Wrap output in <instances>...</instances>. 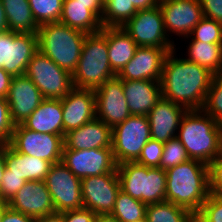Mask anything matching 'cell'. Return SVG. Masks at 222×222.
Instances as JSON below:
<instances>
[{"label": "cell", "instance_id": "cell-1", "mask_svg": "<svg viewBox=\"0 0 222 222\" xmlns=\"http://www.w3.org/2000/svg\"><path fill=\"white\" fill-rule=\"evenodd\" d=\"M176 48L165 56L160 79L162 98L187 110H201L214 74L205 67L176 56Z\"/></svg>", "mask_w": 222, "mask_h": 222}, {"label": "cell", "instance_id": "cell-2", "mask_svg": "<svg viewBox=\"0 0 222 222\" xmlns=\"http://www.w3.org/2000/svg\"><path fill=\"white\" fill-rule=\"evenodd\" d=\"M192 160L208 165L222 153V126L201 110H187L176 136Z\"/></svg>", "mask_w": 222, "mask_h": 222}, {"label": "cell", "instance_id": "cell-3", "mask_svg": "<svg viewBox=\"0 0 222 222\" xmlns=\"http://www.w3.org/2000/svg\"><path fill=\"white\" fill-rule=\"evenodd\" d=\"M209 193L208 165L188 160L166 170V201L182 206L194 215Z\"/></svg>", "mask_w": 222, "mask_h": 222}, {"label": "cell", "instance_id": "cell-4", "mask_svg": "<svg viewBox=\"0 0 222 222\" xmlns=\"http://www.w3.org/2000/svg\"><path fill=\"white\" fill-rule=\"evenodd\" d=\"M86 33L60 22L39 25L38 50L71 75L76 71Z\"/></svg>", "mask_w": 222, "mask_h": 222}, {"label": "cell", "instance_id": "cell-5", "mask_svg": "<svg viewBox=\"0 0 222 222\" xmlns=\"http://www.w3.org/2000/svg\"><path fill=\"white\" fill-rule=\"evenodd\" d=\"M116 75L109 63L107 38L100 31L87 34L77 69L72 74L73 87L95 90Z\"/></svg>", "mask_w": 222, "mask_h": 222}, {"label": "cell", "instance_id": "cell-6", "mask_svg": "<svg viewBox=\"0 0 222 222\" xmlns=\"http://www.w3.org/2000/svg\"><path fill=\"white\" fill-rule=\"evenodd\" d=\"M121 190L144 204L166 201V171L150 168L137 162L117 165Z\"/></svg>", "mask_w": 222, "mask_h": 222}, {"label": "cell", "instance_id": "cell-7", "mask_svg": "<svg viewBox=\"0 0 222 222\" xmlns=\"http://www.w3.org/2000/svg\"><path fill=\"white\" fill-rule=\"evenodd\" d=\"M150 139L149 120L144 115H130L113 127L111 148L116 164L136 162Z\"/></svg>", "mask_w": 222, "mask_h": 222}, {"label": "cell", "instance_id": "cell-8", "mask_svg": "<svg viewBox=\"0 0 222 222\" xmlns=\"http://www.w3.org/2000/svg\"><path fill=\"white\" fill-rule=\"evenodd\" d=\"M28 76L46 99H62L72 88V75L39 50L27 65Z\"/></svg>", "mask_w": 222, "mask_h": 222}, {"label": "cell", "instance_id": "cell-9", "mask_svg": "<svg viewBox=\"0 0 222 222\" xmlns=\"http://www.w3.org/2000/svg\"><path fill=\"white\" fill-rule=\"evenodd\" d=\"M38 51L35 33L6 31L0 33V68L12 77L24 75L31 58Z\"/></svg>", "mask_w": 222, "mask_h": 222}, {"label": "cell", "instance_id": "cell-10", "mask_svg": "<svg viewBox=\"0 0 222 222\" xmlns=\"http://www.w3.org/2000/svg\"><path fill=\"white\" fill-rule=\"evenodd\" d=\"M8 144L19 153L44 159L51 164L62 161L64 137L61 135L39 133L17 124Z\"/></svg>", "mask_w": 222, "mask_h": 222}, {"label": "cell", "instance_id": "cell-11", "mask_svg": "<svg viewBox=\"0 0 222 222\" xmlns=\"http://www.w3.org/2000/svg\"><path fill=\"white\" fill-rule=\"evenodd\" d=\"M44 181L56 212L84 208L81 180L65 164H52Z\"/></svg>", "mask_w": 222, "mask_h": 222}, {"label": "cell", "instance_id": "cell-12", "mask_svg": "<svg viewBox=\"0 0 222 222\" xmlns=\"http://www.w3.org/2000/svg\"><path fill=\"white\" fill-rule=\"evenodd\" d=\"M138 46L175 48L164 28L163 15L159 7L139 10L122 27Z\"/></svg>", "mask_w": 222, "mask_h": 222}, {"label": "cell", "instance_id": "cell-13", "mask_svg": "<svg viewBox=\"0 0 222 222\" xmlns=\"http://www.w3.org/2000/svg\"><path fill=\"white\" fill-rule=\"evenodd\" d=\"M61 162L80 180L90 176L117 173L112 148L63 149Z\"/></svg>", "mask_w": 222, "mask_h": 222}, {"label": "cell", "instance_id": "cell-14", "mask_svg": "<svg viewBox=\"0 0 222 222\" xmlns=\"http://www.w3.org/2000/svg\"><path fill=\"white\" fill-rule=\"evenodd\" d=\"M96 118L113 128L130 115L123 90V80L117 75L94 90Z\"/></svg>", "mask_w": 222, "mask_h": 222}, {"label": "cell", "instance_id": "cell-15", "mask_svg": "<svg viewBox=\"0 0 222 222\" xmlns=\"http://www.w3.org/2000/svg\"><path fill=\"white\" fill-rule=\"evenodd\" d=\"M120 190L117 173L83 178L81 180L83 206L95 214H111Z\"/></svg>", "mask_w": 222, "mask_h": 222}, {"label": "cell", "instance_id": "cell-16", "mask_svg": "<svg viewBox=\"0 0 222 222\" xmlns=\"http://www.w3.org/2000/svg\"><path fill=\"white\" fill-rule=\"evenodd\" d=\"M159 7L168 37L175 34L186 40L204 17L200 0H160Z\"/></svg>", "mask_w": 222, "mask_h": 222}, {"label": "cell", "instance_id": "cell-17", "mask_svg": "<svg viewBox=\"0 0 222 222\" xmlns=\"http://www.w3.org/2000/svg\"><path fill=\"white\" fill-rule=\"evenodd\" d=\"M175 48L138 46L134 57L117 74L123 81H160L165 56Z\"/></svg>", "mask_w": 222, "mask_h": 222}, {"label": "cell", "instance_id": "cell-18", "mask_svg": "<svg viewBox=\"0 0 222 222\" xmlns=\"http://www.w3.org/2000/svg\"><path fill=\"white\" fill-rule=\"evenodd\" d=\"M15 125L23 123L45 99L32 80L24 75L13 77L6 97Z\"/></svg>", "mask_w": 222, "mask_h": 222}, {"label": "cell", "instance_id": "cell-19", "mask_svg": "<svg viewBox=\"0 0 222 222\" xmlns=\"http://www.w3.org/2000/svg\"><path fill=\"white\" fill-rule=\"evenodd\" d=\"M63 137L96 118L93 89L72 88L62 99Z\"/></svg>", "mask_w": 222, "mask_h": 222}, {"label": "cell", "instance_id": "cell-20", "mask_svg": "<svg viewBox=\"0 0 222 222\" xmlns=\"http://www.w3.org/2000/svg\"><path fill=\"white\" fill-rule=\"evenodd\" d=\"M8 206L34 219L56 212L45 181H27Z\"/></svg>", "mask_w": 222, "mask_h": 222}, {"label": "cell", "instance_id": "cell-21", "mask_svg": "<svg viewBox=\"0 0 222 222\" xmlns=\"http://www.w3.org/2000/svg\"><path fill=\"white\" fill-rule=\"evenodd\" d=\"M186 111L185 107L161 98L147 115L151 139L166 143L175 138Z\"/></svg>", "mask_w": 222, "mask_h": 222}, {"label": "cell", "instance_id": "cell-22", "mask_svg": "<svg viewBox=\"0 0 222 222\" xmlns=\"http://www.w3.org/2000/svg\"><path fill=\"white\" fill-rule=\"evenodd\" d=\"M112 128L95 118L65 134L63 149L86 150L111 148Z\"/></svg>", "mask_w": 222, "mask_h": 222}, {"label": "cell", "instance_id": "cell-23", "mask_svg": "<svg viewBox=\"0 0 222 222\" xmlns=\"http://www.w3.org/2000/svg\"><path fill=\"white\" fill-rule=\"evenodd\" d=\"M123 90L131 115L147 116L162 98L160 81H123Z\"/></svg>", "mask_w": 222, "mask_h": 222}, {"label": "cell", "instance_id": "cell-24", "mask_svg": "<svg viewBox=\"0 0 222 222\" xmlns=\"http://www.w3.org/2000/svg\"><path fill=\"white\" fill-rule=\"evenodd\" d=\"M21 124L35 132L63 136L61 99L45 98L37 109Z\"/></svg>", "mask_w": 222, "mask_h": 222}, {"label": "cell", "instance_id": "cell-25", "mask_svg": "<svg viewBox=\"0 0 222 222\" xmlns=\"http://www.w3.org/2000/svg\"><path fill=\"white\" fill-rule=\"evenodd\" d=\"M100 32L107 38L110 66L118 74L134 57L138 45L122 27H103Z\"/></svg>", "mask_w": 222, "mask_h": 222}, {"label": "cell", "instance_id": "cell-26", "mask_svg": "<svg viewBox=\"0 0 222 222\" xmlns=\"http://www.w3.org/2000/svg\"><path fill=\"white\" fill-rule=\"evenodd\" d=\"M51 165L49 161L19 153L5 144L6 168L26 181H44Z\"/></svg>", "mask_w": 222, "mask_h": 222}, {"label": "cell", "instance_id": "cell-27", "mask_svg": "<svg viewBox=\"0 0 222 222\" xmlns=\"http://www.w3.org/2000/svg\"><path fill=\"white\" fill-rule=\"evenodd\" d=\"M59 22L86 34L103 28L101 20L90 10V4L71 3V0H64Z\"/></svg>", "mask_w": 222, "mask_h": 222}, {"label": "cell", "instance_id": "cell-28", "mask_svg": "<svg viewBox=\"0 0 222 222\" xmlns=\"http://www.w3.org/2000/svg\"><path fill=\"white\" fill-rule=\"evenodd\" d=\"M10 31L37 34L36 23L28 0H2Z\"/></svg>", "mask_w": 222, "mask_h": 222}, {"label": "cell", "instance_id": "cell-29", "mask_svg": "<svg viewBox=\"0 0 222 222\" xmlns=\"http://www.w3.org/2000/svg\"><path fill=\"white\" fill-rule=\"evenodd\" d=\"M186 60L205 67L214 75L222 74V44L189 41Z\"/></svg>", "mask_w": 222, "mask_h": 222}, {"label": "cell", "instance_id": "cell-30", "mask_svg": "<svg viewBox=\"0 0 222 222\" xmlns=\"http://www.w3.org/2000/svg\"><path fill=\"white\" fill-rule=\"evenodd\" d=\"M145 219L147 222H195V215L182 206L164 201L147 205Z\"/></svg>", "mask_w": 222, "mask_h": 222}, {"label": "cell", "instance_id": "cell-31", "mask_svg": "<svg viewBox=\"0 0 222 222\" xmlns=\"http://www.w3.org/2000/svg\"><path fill=\"white\" fill-rule=\"evenodd\" d=\"M136 13L130 0H106L101 24L103 27H123Z\"/></svg>", "mask_w": 222, "mask_h": 222}, {"label": "cell", "instance_id": "cell-32", "mask_svg": "<svg viewBox=\"0 0 222 222\" xmlns=\"http://www.w3.org/2000/svg\"><path fill=\"white\" fill-rule=\"evenodd\" d=\"M146 207L142 201L119 191L111 215L120 222H137L145 219Z\"/></svg>", "mask_w": 222, "mask_h": 222}, {"label": "cell", "instance_id": "cell-33", "mask_svg": "<svg viewBox=\"0 0 222 222\" xmlns=\"http://www.w3.org/2000/svg\"><path fill=\"white\" fill-rule=\"evenodd\" d=\"M38 25L59 22L64 0H28Z\"/></svg>", "mask_w": 222, "mask_h": 222}, {"label": "cell", "instance_id": "cell-34", "mask_svg": "<svg viewBox=\"0 0 222 222\" xmlns=\"http://www.w3.org/2000/svg\"><path fill=\"white\" fill-rule=\"evenodd\" d=\"M190 41L222 44V23L203 17L187 38Z\"/></svg>", "mask_w": 222, "mask_h": 222}, {"label": "cell", "instance_id": "cell-35", "mask_svg": "<svg viewBox=\"0 0 222 222\" xmlns=\"http://www.w3.org/2000/svg\"><path fill=\"white\" fill-rule=\"evenodd\" d=\"M202 110L222 126V74L214 75Z\"/></svg>", "mask_w": 222, "mask_h": 222}, {"label": "cell", "instance_id": "cell-36", "mask_svg": "<svg viewBox=\"0 0 222 222\" xmlns=\"http://www.w3.org/2000/svg\"><path fill=\"white\" fill-rule=\"evenodd\" d=\"M188 160H190V157L177 137L164 143L160 168L166 171L172 167L187 162Z\"/></svg>", "mask_w": 222, "mask_h": 222}, {"label": "cell", "instance_id": "cell-37", "mask_svg": "<svg viewBox=\"0 0 222 222\" xmlns=\"http://www.w3.org/2000/svg\"><path fill=\"white\" fill-rule=\"evenodd\" d=\"M195 222H222V197L210 194L195 214Z\"/></svg>", "mask_w": 222, "mask_h": 222}, {"label": "cell", "instance_id": "cell-38", "mask_svg": "<svg viewBox=\"0 0 222 222\" xmlns=\"http://www.w3.org/2000/svg\"><path fill=\"white\" fill-rule=\"evenodd\" d=\"M163 149L164 143L150 139L136 162L150 168L160 167Z\"/></svg>", "mask_w": 222, "mask_h": 222}, {"label": "cell", "instance_id": "cell-39", "mask_svg": "<svg viewBox=\"0 0 222 222\" xmlns=\"http://www.w3.org/2000/svg\"><path fill=\"white\" fill-rule=\"evenodd\" d=\"M26 182L27 181L22 177L16 174H11V172L5 167L3 178L0 183V198L9 202Z\"/></svg>", "mask_w": 222, "mask_h": 222}, {"label": "cell", "instance_id": "cell-40", "mask_svg": "<svg viewBox=\"0 0 222 222\" xmlns=\"http://www.w3.org/2000/svg\"><path fill=\"white\" fill-rule=\"evenodd\" d=\"M14 127L7 99L0 97V144L10 142Z\"/></svg>", "mask_w": 222, "mask_h": 222}, {"label": "cell", "instance_id": "cell-41", "mask_svg": "<svg viewBox=\"0 0 222 222\" xmlns=\"http://www.w3.org/2000/svg\"><path fill=\"white\" fill-rule=\"evenodd\" d=\"M209 193L222 197V153L208 164Z\"/></svg>", "mask_w": 222, "mask_h": 222}, {"label": "cell", "instance_id": "cell-42", "mask_svg": "<svg viewBox=\"0 0 222 222\" xmlns=\"http://www.w3.org/2000/svg\"><path fill=\"white\" fill-rule=\"evenodd\" d=\"M204 17L222 23V0H200Z\"/></svg>", "mask_w": 222, "mask_h": 222}, {"label": "cell", "instance_id": "cell-43", "mask_svg": "<svg viewBox=\"0 0 222 222\" xmlns=\"http://www.w3.org/2000/svg\"><path fill=\"white\" fill-rule=\"evenodd\" d=\"M96 214L86 208L64 212V222H94Z\"/></svg>", "mask_w": 222, "mask_h": 222}, {"label": "cell", "instance_id": "cell-44", "mask_svg": "<svg viewBox=\"0 0 222 222\" xmlns=\"http://www.w3.org/2000/svg\"><path fill=\"white\" fill-rule=\"evenodd\" d=\"M1 222H36V219L13 210L8 206L2 215Z\"/></svg>", "mask_w": 222, "mask_h": 222}, {"label": "cell", "instance_id": "cell-45", "mask_svg": "<svg viewBox=\"0 0 222 222\" xmlns=\"http://www.w3.org/2000/svg\"><path fill=\"white\" fill-rule=\"evenodd\" d=\"M71 3L90 4V10L101 19L104 10L103 0H71Z\"/></svg>", "mask_w": 222, "mask_h": 222}, {"label": "cell", "instance_id": "cell-46", "mask_svg": "<svg viewBox=\"0 0 222 222\" xmlns=\"http://www.w3.org/2000/svg\"><path fill=\"white\" fill-rule=\"evenodd\" d=\"M12 78L3 68H0V97H7Z\"/></svg>", "mask_w": 222, "mask_h": 222}, {"label": "cell", "instance_id": "cell-47", "mask_svg": "<svg viewBox=\"0 0 222 222\" xmlns=\"http://www.w3.org/2000/svg\"><path fill=\"white\" fill-rule=\"evenodd\" d=\"M160 0H130L137 11L147 10L159 5Z\"/></svg>", "mask_w": 222, "mask_h": 222}, {"label": "cell", "instance_id": "cell-48", "mask_svg": "<svg viewBox=\"0 0 222 222\" xmlns=\"http://www.w3.org/2000/svg\"><path fill=\"white\" fill-rule=\"evenodd\" d=\"M36 222H64V212H54L49 215L41 216Z\"/></svg>", "mask_w": 222, "mask_h": 222}, {"label": "cell", "instance_id": "cell-49", "mask_svg": "<svg viewBox=\"0 0 222 222\" xmlns=\"http://www.w3.org/2000/svg\"><path fill=\"white\" fill-rule=\"evenodd\" d=\"M8 30H9V26L7 23V18L5 15L2 0H0V33L6 32Z\"/></svg>", "mask_w": 222, "mask_h": 222}, {"label": "cell", "instance_id": "cell-50", "mask_svg": "<svg viewBox=\"0 0 222 222\" xmlns=\"http://www.w3.org/2000/svg\"><path fill=\"white\" fill-rule=\"evenodd\" d=\"M94 222H120L111 214H96Z\"/></svg>", "mask_w": 222, "mask_h": 222}, {"label": "cell", "instance_id": "cell-51", "mask_svg": "<svg viewBox=\"0 0 222 222\" xmlns=\"http://www.w3.org/2000/svg\"><path fill=\"white\" fill-rule=\"evenodd\" d=\"M5 144H0V183L5 171Z\"/></svg>", "mask_w": 222, "mask_h": 222}, {"label": "cell", "instance_id": "cell-52", "mask_svg": "<svg viewBox=\"0 0 222 222\" xmlns=\"http://www.w3.org/2000/svg\"><path fill=\"white\" fill-rule=\"evenodd\" d=\"M7 207H8V202L0 198V222H1L2 215Z\"/></svg>", "mask_w": 222, "mask_h": 222}, {"label": "cell", "instance_id": "cell-53", "mask_svg": "<svg viewBox=\"0 0 222 222\" xmlns=\"http://www.w3.org/2000/svg\"><path fill=\"white\" fill-rule=\"evenodd\" d=\"M137 222H147V221H146V219H144V220H140V221H137Z\"/></svg>", "mask_w": 222, "mask_h": 222}]
</instances>
